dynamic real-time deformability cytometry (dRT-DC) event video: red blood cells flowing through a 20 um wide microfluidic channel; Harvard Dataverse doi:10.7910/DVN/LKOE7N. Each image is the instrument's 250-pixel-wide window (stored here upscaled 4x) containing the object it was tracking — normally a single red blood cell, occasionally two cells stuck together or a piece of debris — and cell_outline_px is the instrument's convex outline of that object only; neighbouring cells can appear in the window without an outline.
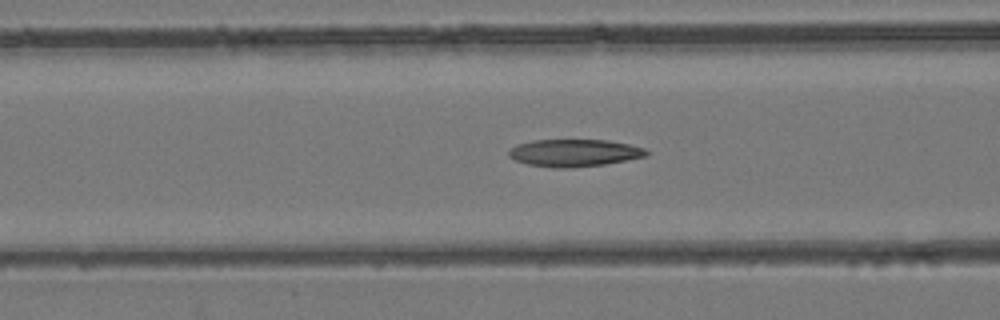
{"species": "common noctule bat (a hibernating species)", "species_latin": "Nyctalus noctula", "temperature_condition": "room temperature", "stored_images_in_passage": 40, "camera_frame_rate_fps": 3000, "um_per_image_px": 0.085, "animal": {"sex": "female", "body_mass_g": 24.6, "forearm_length_mm": 56.2}, "frame": {"image": 1, "passage_image": 18, "time_ms": 5.667, "image_size_px": [1000, 320], "cell_outline_px": [[648, 156], [604, 164], [568, 168], [552, 168], [528, 164], [516, 160], [508, 156], [508, 152], [516, 144], [532, 140], [608, 140], [628, 144], [644, 148], [648, 152]], "centroid_in_image_um": [48.8, 12.99], "position_along_channel_um": 117.8, "area_um2": 21.85}}
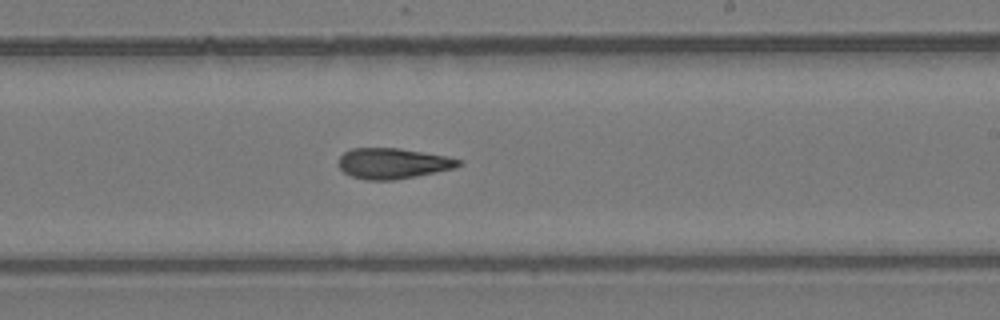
{"frame": {"image": 2, "passage_image": 27, "time_ms": 8.667, "image_size_px": [1000, 320], "cell_outline_px": [[464, 164], [456, 168], [416, 176], [392, 180], [368, 180], [352, 176], [344, 172], [340, 168], [340, 156], [344, 152], [352, 148], [396, 148], [448, 156], [464, 160]], "centroid_in_image_um": [33.46, 13.89], "position_along_channel_um": 255.5, "area_um2": 21.39}}
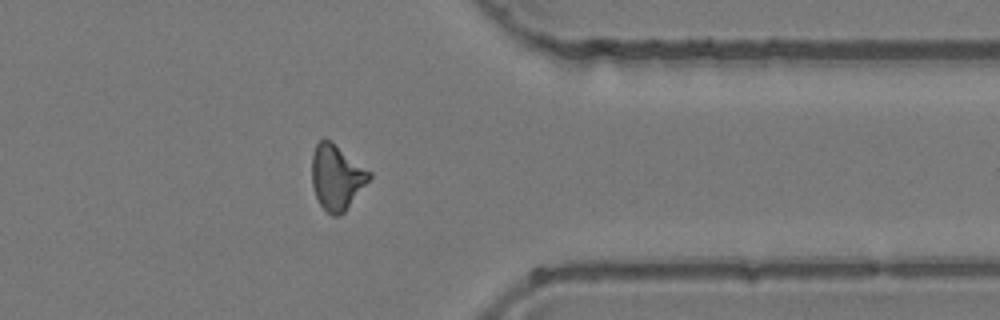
{"frame": {"image": 3, "passage_image": 36, "time_ms": 11.667, "image_size_px": [1000, 320], "cell_outline_px": [[372, 176], [344, 212], [340, 216], [332, 216], [320, 204], [316, 196], [312, 184], [312, 152], [316, 144], [324, 136], [372, 172]], "centroid_in_image_um": [28.6, 15.04], "position_along_channel_um": 382.8, "area_um2": 21.62}}